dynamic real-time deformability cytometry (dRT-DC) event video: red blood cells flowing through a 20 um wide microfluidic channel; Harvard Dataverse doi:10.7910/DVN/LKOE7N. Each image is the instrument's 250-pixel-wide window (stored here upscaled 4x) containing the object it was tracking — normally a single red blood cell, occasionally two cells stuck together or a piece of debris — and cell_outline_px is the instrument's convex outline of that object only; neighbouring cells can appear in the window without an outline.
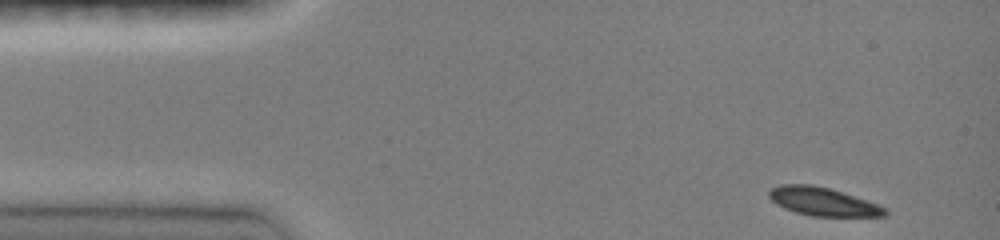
{"species": "common noctule bat (a hibernating species)", "species_latin": "Nyctalus noctula", "temperature_condition": "room temperature", "stored_images_in_passage": 41, "camera_frame_rate_fps": 3000, "um_per_image_px": 0.085, "animal": {"sex": "female", "body_mass_g": 19.0, "forearm_length_mm": 51.5}, "frame": {"image": 1, "passage_image": 1, "time_ms": 0.0, "image_size_px": [1000, 240], "cell_outline_px": [[888, 216], [808, 216], [784, 208], [776, 204], [768, 196], [768, 192], [772, 188], [780, 184], [812, 184], [832, 188], [880, 204], [888, 208]], "centroid_in_image_um": [70.0, 17.13], "position_along_channel_um": 15.0, "area_um2": 19.54}}
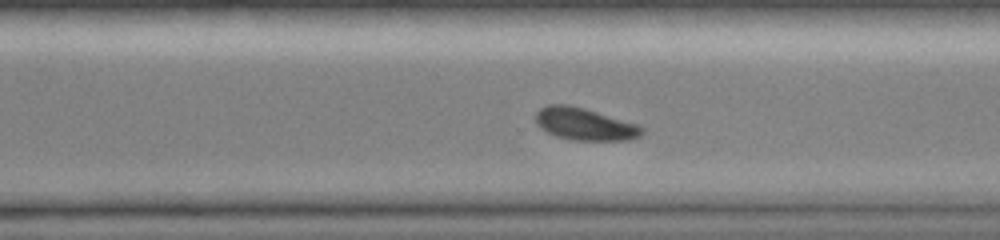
{"frame": {"image": 2, "passage_image": 30, "time_ms": 9.667, "image_size_px": [1000, 240], "cell_outline_px": [[644, 132], [640, 136], [628, 140], [572, 140], [556, 136], [548, 132], [536, 124], [536, 112], [540, 108], [548, 104], [568, 104], [584, 108], [640, 124], [644, 128]], "centroid_in_image_um": [49.73, 10.54], "position_along_channel_um": 320.9, "area_um2": 20.11}}
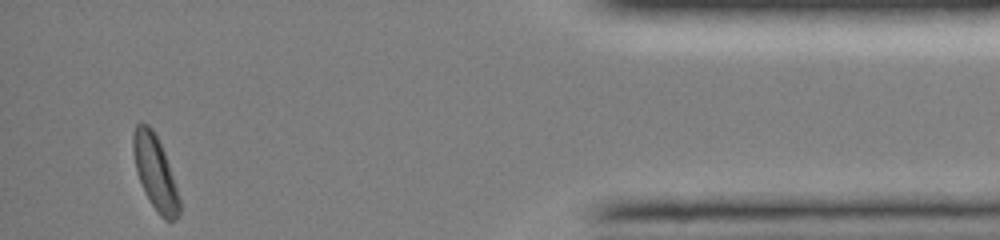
{"frame": {"image": 3, "passage_image": 41, "time_ms": 13.333, "image_size_px": [1000, 240], "cell_outline_px": [[180, 216], [172, 220], [164, 220], [160, 216], [144, 192], [136, 172], [132, 152], [132, 132], [136, 124], [140, 120], [148, 124], [152, 128], [164, 152], [180, 200]], "centroid_in_image_um": [13.15, 14.62], "position_along_channel_um": 422.1, "area_um2": 20.0}, "authors_computed_cell_mechanics": {"area_um2": 20.4034, "velocity_mm_per_s": 4.0799, "shape_relaxation_time_tau1_ms": 2.5872, "shape_relaxation_time_tau2_ms": null, "deformation_change_tau1": 0.0908, "deformation_change_tau2": null}}